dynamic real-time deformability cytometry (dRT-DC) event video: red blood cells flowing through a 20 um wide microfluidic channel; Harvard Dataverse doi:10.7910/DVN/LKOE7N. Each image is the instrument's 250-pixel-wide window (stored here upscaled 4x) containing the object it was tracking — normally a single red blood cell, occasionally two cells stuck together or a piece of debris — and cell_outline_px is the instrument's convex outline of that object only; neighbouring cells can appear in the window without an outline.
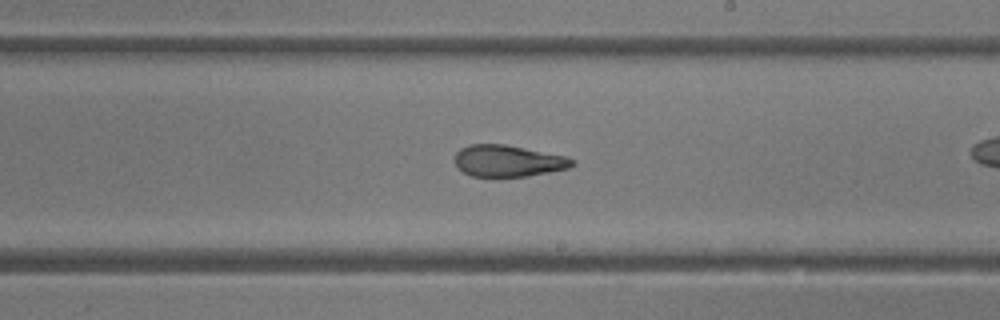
{"species": "common noctule bat (a hibernating species)", "species_latin": "Nyctalus noctula", "temperature_condition": "room temperature", "stored_images_in_passage": 37, "camera_frame_rate_fps": 3000, "um_per_image_px": 0.085, "animal": {"sex": "female"}, "frame": {"image": 1, "passage_image": 27, "time_ms": 8.667, "image_size_px": [1000, 320], "cell_outline_px": [[576, 164], [568, 168], [528, 176], [472, 176], [464, 172], [456, 164], [456, 152], [460, 148], [468, 144], [504, 144], [568, 156], [576, 160]], "centroid_in_image_um": [43.23, 13.66], "position_along_channel_um": 245.8, "area_um2": 21.56}}